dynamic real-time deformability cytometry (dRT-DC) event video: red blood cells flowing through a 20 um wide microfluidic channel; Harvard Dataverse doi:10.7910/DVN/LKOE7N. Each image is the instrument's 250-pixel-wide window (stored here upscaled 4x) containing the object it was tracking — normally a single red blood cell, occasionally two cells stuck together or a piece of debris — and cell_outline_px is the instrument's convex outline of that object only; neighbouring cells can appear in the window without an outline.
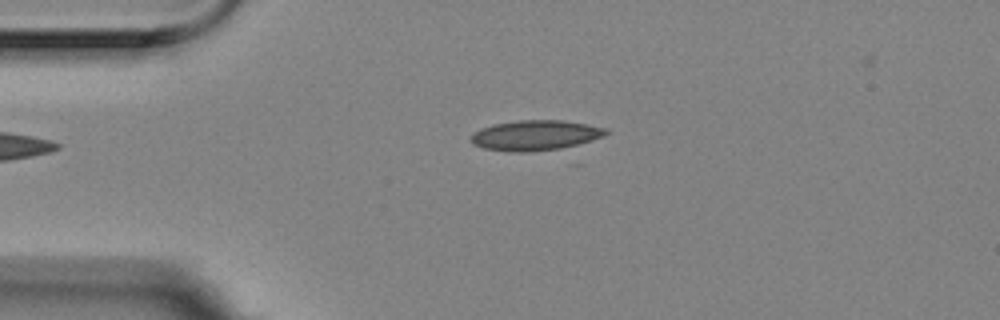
{"species": "Egyptian fruit bat (a non-hibernating species)", "species_latin": "Rousettus aegyptiacus", "temperature_condition": "room temperature", "stored_images_in_passage": 3, "camera_frame_rate_fps": 3000, "um_per_image_px": 0.085, "animal": {"sex": "female"}, "frame": {"image": 1, "passage_image": 3, "time_ms": 0.667, "image_size_px": [1000, 320], "cell_outline_px": [[608, 132], [604, 136], [592, 140], [560, 148], [528, 152], [508, 152], [484, 148], [472, 144], [472, 136], [480, 128], [492, 124], [516, 120], [564, 120], [588, 124], [604, 128]], "centroid_in_image_um": [45.48, 11.49], "position_along_channel_um": 39.5, "area_um2": 23.64}}